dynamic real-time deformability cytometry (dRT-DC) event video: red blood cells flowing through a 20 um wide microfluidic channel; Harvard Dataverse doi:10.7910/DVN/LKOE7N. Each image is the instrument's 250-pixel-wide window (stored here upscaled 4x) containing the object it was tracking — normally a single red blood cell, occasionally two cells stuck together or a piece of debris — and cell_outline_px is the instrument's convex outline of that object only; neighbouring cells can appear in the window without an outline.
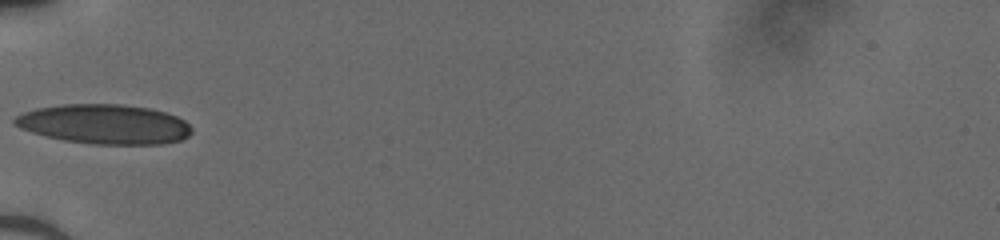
{"species": "human", "species_latin": "Homo sapiens", "temperature_condition": "cold", "stored_images_in_passage": 30, "camera_frame_rate_fps": 3000, "um_per_image_px": 0.085, "donor": {"sex": "male"}, "frame": {"image": 1, "passage_image": 1, "time_ms": 0.0, "image_size_px": [1000, 240], "cell_outline_px": [[192, 132], [188, 136], [180, 140], [164, 144], [92, 144], [64, 140], [44, 136], [20, 128], [12, 124], [12, 120], [16, 116], [24, 112], [36, 108], [64, 104], [120, 104], [148, 108], [164, 112], [176, 116], [184, 120], [192, 128]], "centroid_in_image_um": [8.86, 10.56], "position_along_channel_um": 76.1, "area_um2": 40.92}}
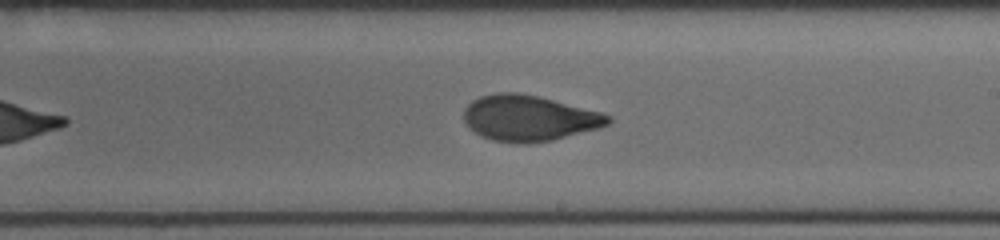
{"frame": {"image": 2, "passage_image": 13, "time_ms": 4.0, "image_size_px": [1000, 240], "cell_outline_px": [[612, 120], [608, 124], [600, 128], [552, 140], [524, 144], [520, 144], [492, 140], [480, 136], [464, 120], [464, 108], [472, 100], [480, 96], [496, 92], [516, 92], [536, 96], [600, 112], [612, 116]], "centroid_in_image_um": [44.95, 10.05], "position_along_channel_um": 244.0, "area_um2": 38.26}}
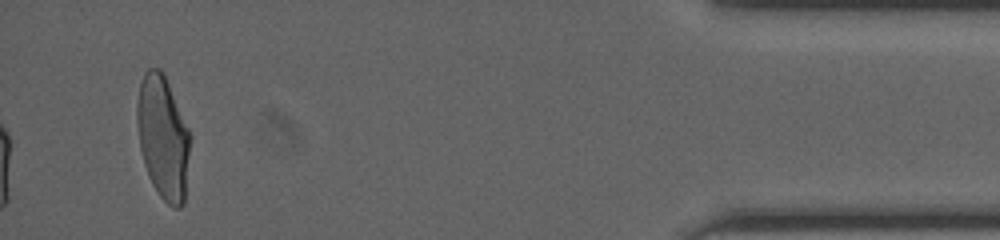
{"frame": {"image": 3, "passage_image": 30, "time_ms": 9.667, "image_size_px": [1000, 240], "cell_outline_px": [[188, 152], [184, 204], [180, 208], [172, 208], [160, 196], [152, 184], [148, 176], [144, 164], [140, 148], [136, 120], [136, 104], [140, 84], [144, 72], [148, 68], [160, 68], [164, 72], [188, 128]], "centroid_in_image_um": [13.82, 11.65], "position_along_channel_um": 421.4, "area_um2": 37.86}}